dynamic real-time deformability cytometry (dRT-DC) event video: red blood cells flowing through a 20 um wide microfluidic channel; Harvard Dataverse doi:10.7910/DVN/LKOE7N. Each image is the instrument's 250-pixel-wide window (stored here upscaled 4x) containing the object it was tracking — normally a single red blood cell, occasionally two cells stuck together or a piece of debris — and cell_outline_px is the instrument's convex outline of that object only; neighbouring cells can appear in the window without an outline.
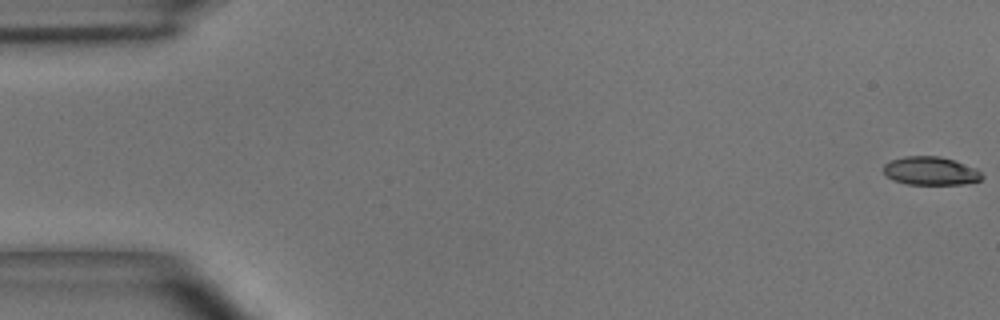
{"species": "common noctule bat (a hibernating species)", "species_latin": "Nyctalus noctula", "temperature_condition": "room temperature", "stored_images_in_passage": 50, "camera_frame_rate_fps": 3000, "um_per_image_px": 0.085, "animal": {"sex": "male", "body_mass_g": 15.6}, "frame": {"image": 1, "passage_image": 1, "time_ms": 0.0, "image_size_px": [1000, 320], "cell_outline_px": [[984, 176], [980, 180], [964, 184], [908, 184], [892, 180], [884, 172], [884, 164], [892, 160], [904, 156], [940, 156], [976, 168]], "centroid_in_image_um": [79.1, 14.53], "position_along_channel_um": 5.9, "area_um2": 16.13}}
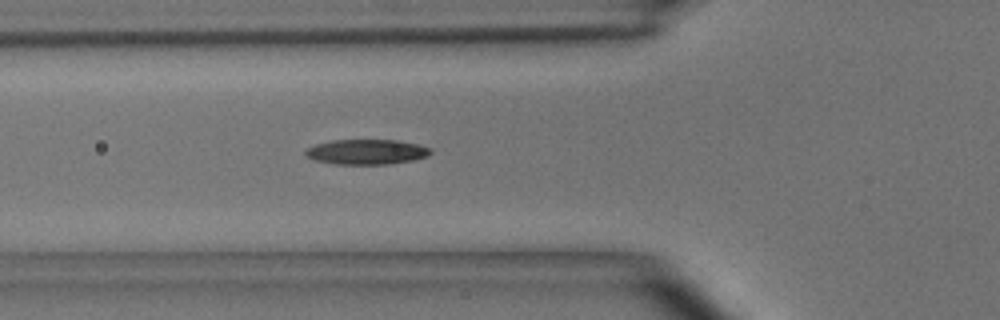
{"frame": {"image": 2, "passage_image": 18, "time_ms": 5.667, "image_size_px": [1000, 320], "cell_outline_px": [[432, 152], [428, 156], [416, 160], [388, 164], [332, 164], [316, 160], [304, 156], [304, 152], [308, 148], [316, 144], [332, 140], [396, 140], [416, 144], [432, 148]], "centroid_in_image_um": [31.17, 12.91], "position_along_channel_um": 94.6, "area_um2": 18.38}}
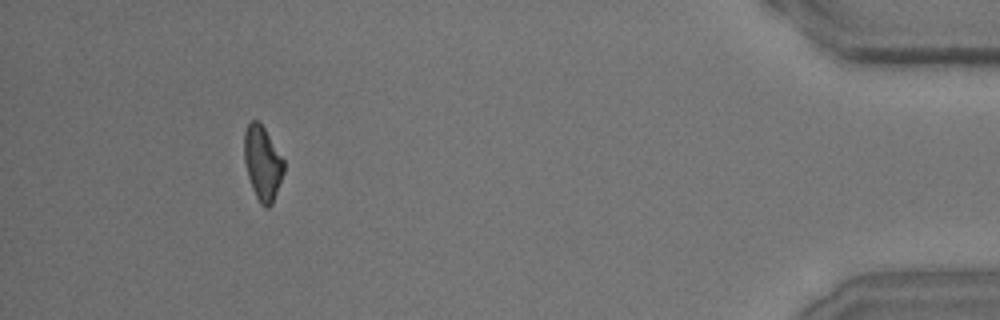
{"frame": {"image": 3, "passage_image": 46, "time_ms": 15.0, "image_size_px": [1000, 320], "cell_outline_px": [[284, 172], [272, 204], [268, 208], [264, 208], [260, 204], [252, 188], [248, 176], [244, 160], [244, 132], [248, 124], [252, 120], [256, 120], [264, 128], [284, 160]], "centroid_in_image_um": [22.31, 13.89], "position_along_channel_um": 412.9, "area_um2": 16.99}, "authors_computed_cell_mechanics": {"area_um2": 17.6001, "velocity_mm_per_s": 4.0778, "shape_relaxation_time_tau1_ms": 4.7331, "shape_relaxation_time_tau2_ms": 5.2768, "deformation_change_tau1": 0.1428, "deformation_change_tau2": 0.1435}}